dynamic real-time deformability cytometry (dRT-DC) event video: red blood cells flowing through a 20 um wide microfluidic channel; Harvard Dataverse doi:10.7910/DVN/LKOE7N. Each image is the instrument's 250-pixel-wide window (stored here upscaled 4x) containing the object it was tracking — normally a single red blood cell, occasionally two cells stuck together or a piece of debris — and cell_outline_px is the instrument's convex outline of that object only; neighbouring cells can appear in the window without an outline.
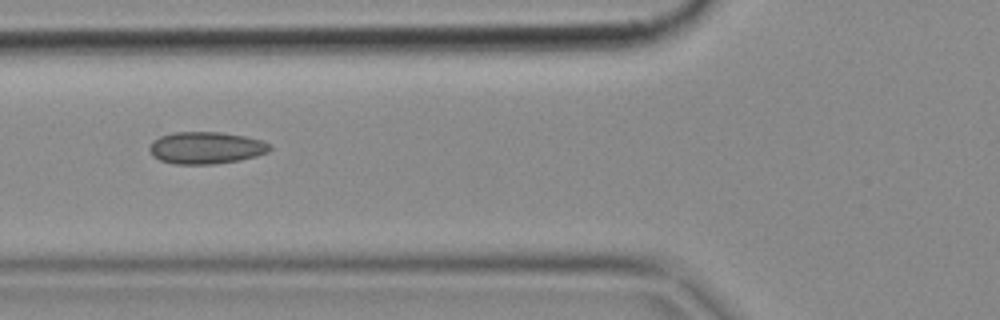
{"species": "common noctule bat (a hibernating species)", "species_latin": "Nyctalus noctula", "temperature_condition": "cold", "stored_images_in_passage": 5, "camera_frame_rate_fps": 3000, "um_per_image_px": 0.085, "animal": {"sex": "female", "body_mass_g": 18.4}, "frame": {"image": 1, "passage_image": 3, "time_ms": 0.667, "image_size_px": [1000, 320], "cell_outline_px": [[272, 148], [268, 152], [256, 156], [240, 160], [212, 164], [176, 164], [160, 160], [152, 156], [148, 148], [152, 140], [160, 136], [172, 132], [220, 132], [244, 136], [264, 140], [272, 144]], "centroid_in_image_um": [17.52, 12.56], "position_along_channel_um": 108.3, "area_um2": 22.72}}
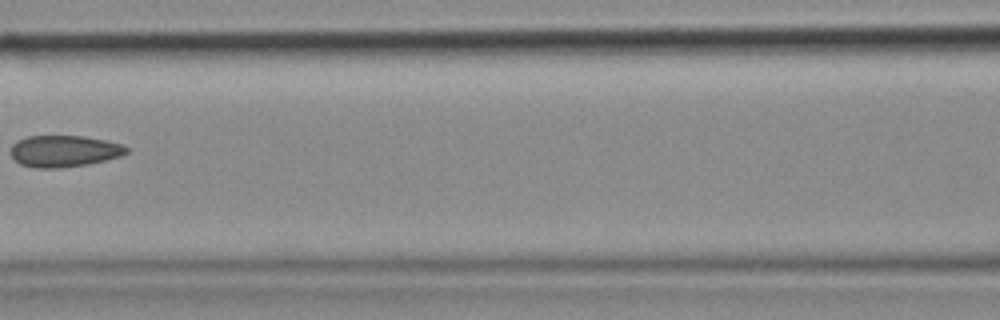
{"frame": {"image": 2, "passage_image": 4, "time_ms": 1.0, "image_size_px": [1000, 320], "cell_outline_px": [[128, 152], [120, 156], [88, 164], [56, 168], [36, 168], [20, 164], [12, 156], [12, 144], [16, 140], [28, 136], [84, 136], [124, 144], [128, 148]], "centroid_in_image_um": [5.45, 12.84], "position_along_channel_um": 161.1, "area_um2": 21.21}}